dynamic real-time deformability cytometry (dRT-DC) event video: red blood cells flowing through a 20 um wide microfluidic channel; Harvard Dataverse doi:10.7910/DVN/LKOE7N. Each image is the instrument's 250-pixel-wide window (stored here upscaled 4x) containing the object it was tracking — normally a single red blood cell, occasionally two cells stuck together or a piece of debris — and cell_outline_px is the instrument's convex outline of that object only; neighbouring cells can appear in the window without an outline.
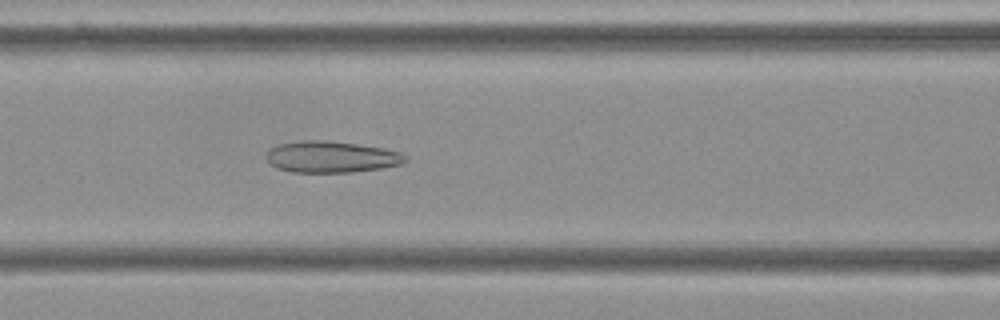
{"species": "Egyptian fruit bat (a non-hibernating species)", "species_latin": "Rousettus aegyptiacus", "temperature_condition": "cold", "stored_images_in_passage": 54, "camera_frame_rate_fps": 3000, "um_per_image_px": 0.085, "frame": {"image": 1, "passage_image": 22, "time_ms": 7.0, "image_size_px": [1000, 320], "cell_outline_px": [[408, 160], [400, 164], [380, 168], [352, 172], [292, 172], [276, 168], [264, 156], [272, 148], [280, 144], [300, 140], [328, 140], [384, 148], [400, 152], [408, 156]], "centroid_in_image_um": [28.17, 13.33], "position_along_channel_um": 138.4, "area_um2": 25.43}}
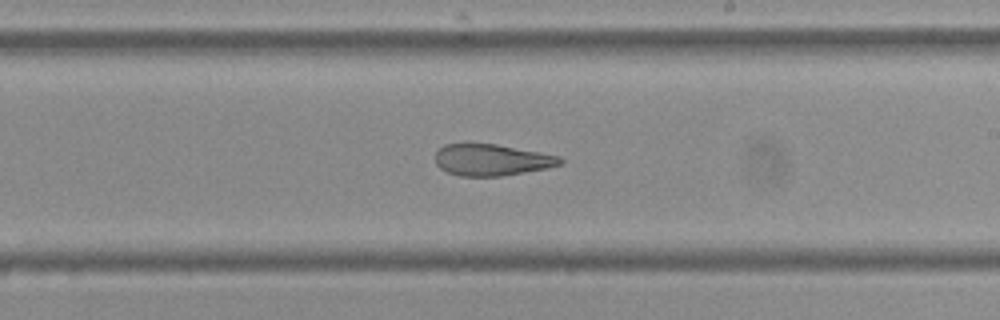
{"frame": {"image": 2, "passage_image": 31, "time_ms": 10.0, "image_size_px": [1000, 320], "cell_outline_px": [[564, 164], [544, 168], [500, 176], [460, 176], [448, 172], [440, 168], [436, 164], [436, 152], [444, 144], [496, 144], [540, 152], [560, 156], [564, 160]], "centroid_in_image_um": [41.8, 13.59], "position_along_channel_um": 247.2, "area_um2": 22.72}}
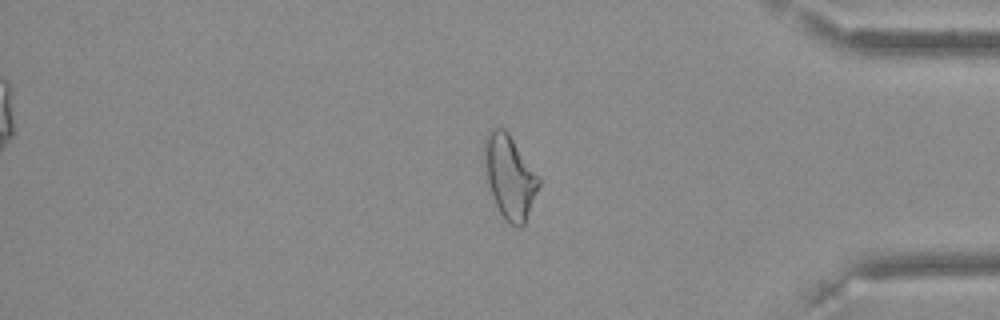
{"frame": {"image": 3, "passage_image": 45, "time_ms": 14.667, "image_size_px": [1000, 320], "cell_outline_px": [[540, 184], [524, 224], [520, 228], [516, 228], [508, 224], [504, 220], [496, 204], [488, 184], [484, 164], [484, 140], [488, 132], [492, 128], [504, 128], [508, 132], [540, 176]], "centroid_in_image_um": [43.33, 15.03], "position_along_channel_um": 391.9, "area_um2": 26.53}, "authors_computed_cell_mechanics": {"area_um2": 27.3105, "velocity_mm_per_s": 3.6354, "shape_relaxation_time_tau1_ms": null, "shape_relaxation_time_tau2_ms": 3.0948, "deformation_change_tau1": null, "deformation_change_tau2": 0.124}}